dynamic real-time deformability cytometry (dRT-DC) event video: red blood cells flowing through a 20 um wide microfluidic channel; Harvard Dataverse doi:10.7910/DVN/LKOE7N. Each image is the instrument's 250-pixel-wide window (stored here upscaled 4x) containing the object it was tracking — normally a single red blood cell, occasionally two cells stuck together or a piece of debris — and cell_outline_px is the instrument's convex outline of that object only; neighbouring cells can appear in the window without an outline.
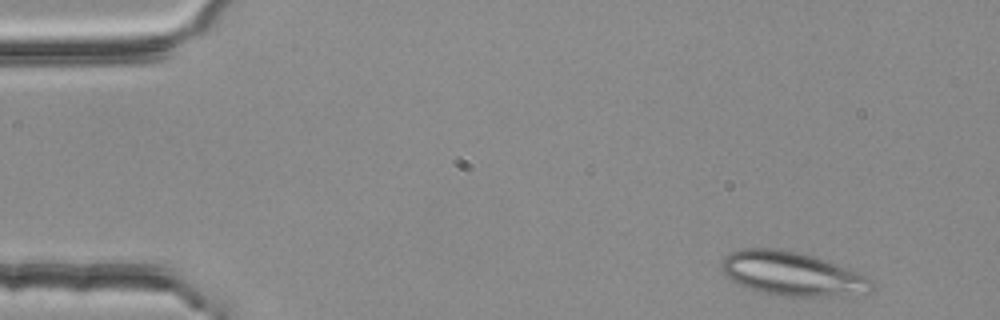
{"species": "common noctule bat (a hibernating species)", "species_latin": "Nyctalus noctula", "temperature_condition": "room temperature", "stored_images_in_passage": 3, "camera_frame_rate_fps": 3000, "um_per_image_px": 0.085, "animal": {"sex": "female", "body_mass_g": 25.1}, "frame": {"image": 1, "passage_image": 1, "time_ms": 0.0, "image_size_px": [1000, 320], "cell_outline_px": [[872, 288], [868, 292], [840, 296], [776, 296], [748, 288], [732, 280], [720, 268], [720, 264], [724, 256], [740, 248], [776, 248], [796, 252], [812, 256], [836, 264], [868, 276], [872, 280]], "centroid_in_image_um": [67.31, 23.27], "position_along_channel_um": 17.7, "area_um2": 38.21}}